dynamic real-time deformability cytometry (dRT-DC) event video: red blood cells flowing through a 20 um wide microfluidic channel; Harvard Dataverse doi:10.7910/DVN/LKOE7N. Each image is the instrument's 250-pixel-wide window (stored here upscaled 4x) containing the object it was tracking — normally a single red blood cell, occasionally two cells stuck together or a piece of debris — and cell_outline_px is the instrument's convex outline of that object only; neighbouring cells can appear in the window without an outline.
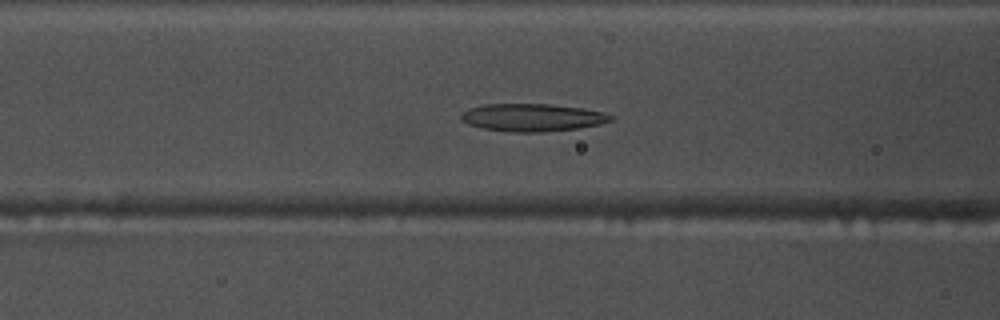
{"species": "common noctule bat (a hibernating species)", "species_latin": "Nyctalus noctula", "temperature_condition": "warm", "stored_images_in_passage": 54, "camera_frame_rate_fps": 3000, "um_per_image_px": 0.085, "animal": {"sex": "male", "body_mass_g": 17.5, "forearm_length_mm": 52.3}, "frame": {"image": 1, "passage_image": 21, "time_ms": 6.667, "image_size_px": [1000, 320], "cell_outline_px": [[612, 120], [600, 124], [580, 128], [544, 132], [508, 132], [484, 128], [468, 124], [460, 120], [460, 116], [464, 112], [472, 108], [484, 104], [548, 104], [584, 108], [604, 112], [612, 116]], "centroid_in_image_um": [45.27, 9.99], "position_along_channel_um": 121.3, "area_um2": 24.1}}
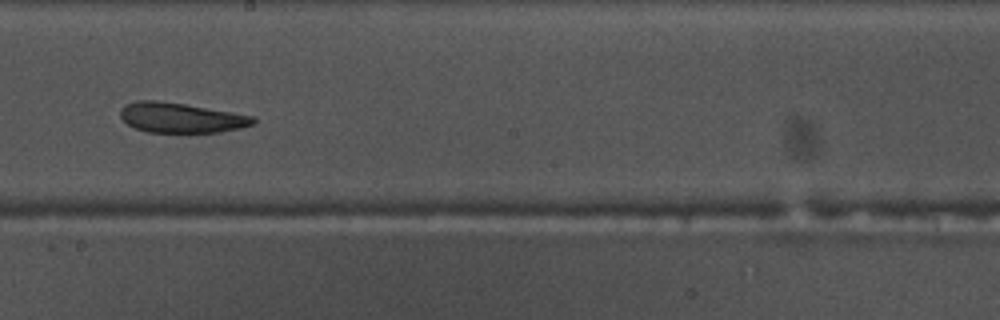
{"frame": {"image": 2, "passage_image": 30, "time_ms": 9.667, "image_size_px": [1000, 320], "cell_outline_px": [[256, 120], [252, 124], [240, 128], [220, 132], [148, 132], [136, 128], [128, 124], [120, 116], [120, 108], [124, 104], [136, 100], [156, 100], [184, 104], [256, 116]], "centroid_in_image_um": [15.37, 10.0], "position_along_channel_um": 232.8, "area_um2": 23.18}}
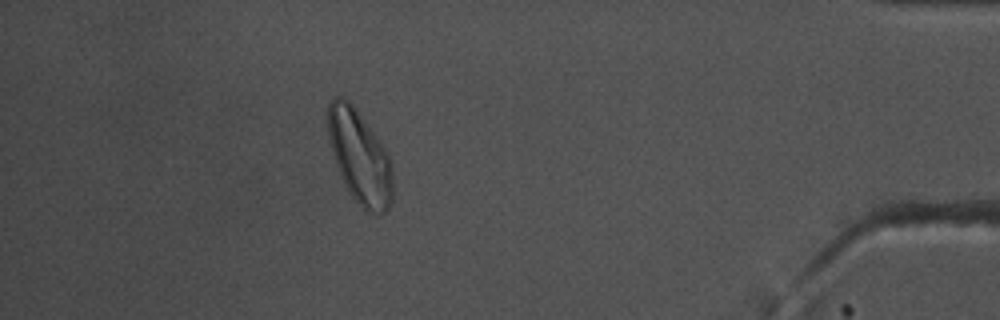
{"frame": {"image": 3, "passage_image": 48, "time_ms": 15.667, "image_size_px": [1000, 320], "cell_outline_px": [[392, 200], [388, 208], [384, 212], [376, 216], [368, 212], [352, 196], [344, 184], [336, 164], [328, 140], [328, 104], [336, 96], [340, 96], [348, 100], [352, 104], [376, 136], [392, 160]], "centroid_in_image_um": [30.58, 13.36], "position_along_channel_um": 404.6, "area_um2": 35.03}, "authors_computed_cell_mechanics": {"area_um2": 26.7036, "velocity_mm_per_s": 3.7327, "shape_relaxation_time_tau1_ms": null, "shape_relaxation_time_tau2_ms": 9.3854, "deformation_change_tau1": null, "deformation_change_tau2": 0.2221}}